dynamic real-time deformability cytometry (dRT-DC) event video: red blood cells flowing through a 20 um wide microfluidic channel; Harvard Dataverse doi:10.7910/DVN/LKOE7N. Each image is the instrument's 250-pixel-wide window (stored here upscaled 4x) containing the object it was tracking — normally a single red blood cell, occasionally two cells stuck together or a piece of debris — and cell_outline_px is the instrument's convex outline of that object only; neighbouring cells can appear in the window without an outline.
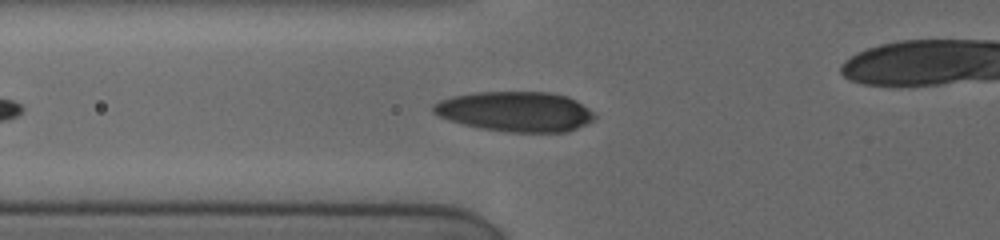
{"species": "human", "species_latin": "Homo sapiens", "temperature_condition": "cold", "stored_images_in_passage": 41, "camera_frame_rate_fps": 3000, "um_per_image_px": 0.085, "donor": {"sex": "female"}, "frame": {"image": 1, "passage_image": 10, "time_ms": 2.0, "image_size_px": [1000, 240], "cell_outline_px": [[596, 116], [592, 120], [568, 132], [508, 132], [480, 128], [448, 120], [432, 112], [432, 104], [440, 100], [452, 96], [476, 92], [548, 92], [568, 96], [576, 100], [588, 108]], "centroid_in_image_um": [43.79, 9.48], "position_along_channel_um": 82.0, "area_um2": 37.57}}
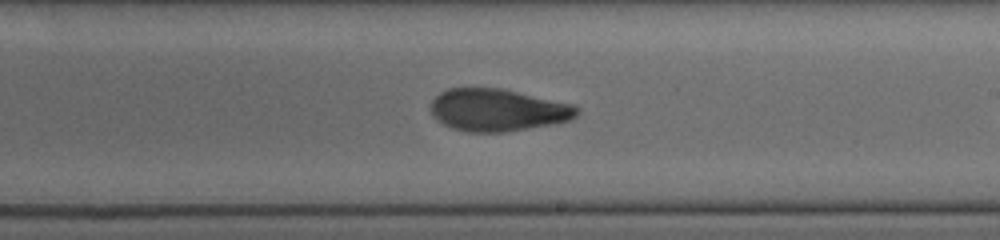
{"frame": {"image": 2, "passage_image": 24, "time_ms": 5.0, "image_size_px": [1000, 240], "cell_outline_px": [[580, 112], [576, 116], [568, 120], [556, 124], [504, 132], [464, 132], [452, 128], [436, 120], [432, 116], [432, 100], [440, 92], [448, 88], [500, 88], [572, 104], [580, 108]], "centroid_in_image_um": [42.3, 9.36], "position_along_channel_um": 246.7, "area_um2": 36.07}}
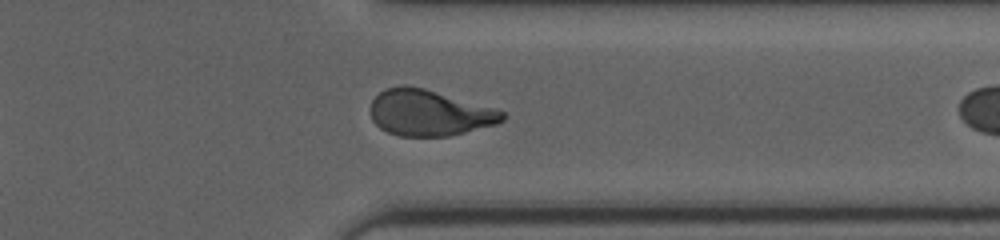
{"frame": {"image": 3, "passage_image": 39, "time_ms": 8.333, "image_size_px": [1000, 240], "cell_outline_px": [[504, 120], [496, 124], [448, 136], [400, 136], [388, 132], [380, 128], [372, 120], [372, 100], [384, 88], [400, 84], [404, 84], [424, 88], [496, 108], [504, 112]], "centroid_in_image_um": [36.48, 9.57], "position_along_channel_um": 374.9, "area_um2": 35.32}}